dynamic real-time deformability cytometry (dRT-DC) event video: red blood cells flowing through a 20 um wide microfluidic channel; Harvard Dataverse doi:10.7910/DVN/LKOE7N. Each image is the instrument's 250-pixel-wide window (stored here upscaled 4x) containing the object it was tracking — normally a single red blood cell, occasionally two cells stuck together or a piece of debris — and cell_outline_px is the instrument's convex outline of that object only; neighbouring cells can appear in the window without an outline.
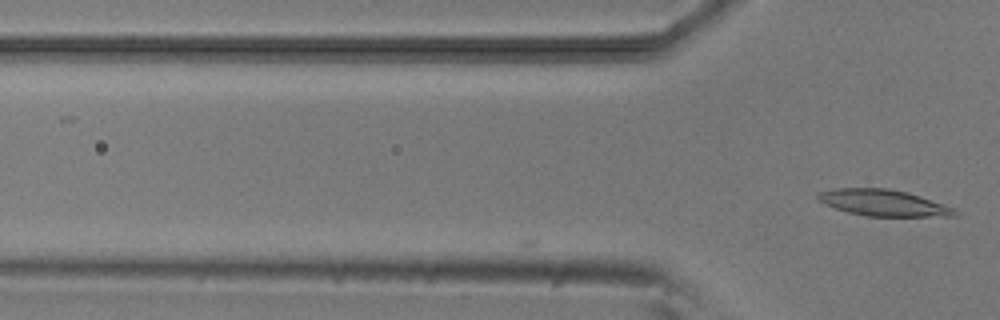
{"species": "common noctule bat (a hibernating species)", "species_latin": "Nyctalus noctula", "temperature_condition": "room temperature", "stored_images_in_passage": 6, "camera_frame_rate_fps": 3000, "um_per_image_px": 0.085, "animal": {"sex": "male", "body_mass_g": 20.5, "forearm_length_mm": 52.5}, "frame": {"image": 1, "passage_image": 6, "time_ms": 1.667, "image_size_px": [1000, 320], "cell_outline_px": [[960, 212], [956, 216], [864, 216], [848, 212], [824, 204], [816, 200], [816, 196], [820, 192], [832, 188], [884, 188], [908, 192], [944, 204]], "centroid_in_image_um": [75.06, 17.24], "position_along_channel_um": 50.7, "area_um2": 21.04}}